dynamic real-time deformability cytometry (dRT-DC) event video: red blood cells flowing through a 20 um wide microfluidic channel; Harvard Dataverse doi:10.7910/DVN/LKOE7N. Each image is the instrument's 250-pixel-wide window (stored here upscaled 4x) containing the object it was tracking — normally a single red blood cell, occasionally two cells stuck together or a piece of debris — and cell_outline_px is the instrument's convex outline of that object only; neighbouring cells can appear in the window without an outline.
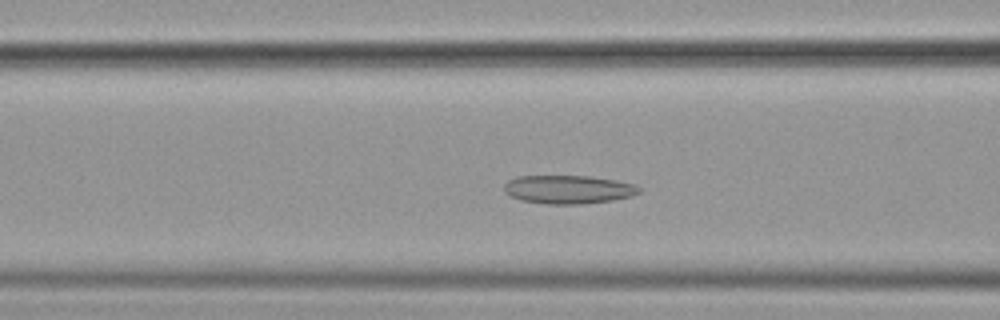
{"species": "common noctule bat (a hibernating species)", "species_latin": "Nyctalus noctula", "temperature_condition": "cold", "stored_images_in_passage": 53, "camera_frame_rate_fps": 3000, "um_per_image_px": 0.085, "animal": {"sex": "female", "body_mass_g": 19.9}, "frame": {"image": 1, "passage_image": 19, "time_ms": 6.0, "image_size_px": [1000, 320], "cell_outline_px": [[640, 192], [632, 196], [612, 200], [580, 204], [548, 204], [520, 200], [504, 192], [504, 184], [508, 180], [516, 176], [588, 176], [616, 180], [636, 184], [640, 188]], "centroid_in_image_um": [48.3, 16.1], "position_along_channel_um": 118.3, "area_um2": 22.43}}
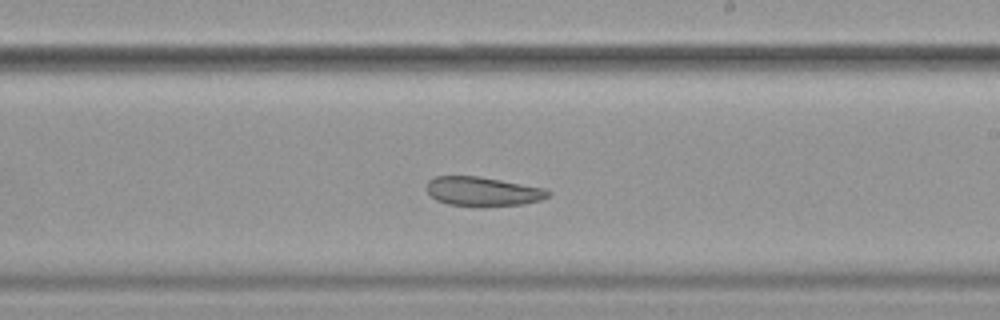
{"frame": {"image": 2, "passage_image": 30, "time_ms": 9.667, "image_size_px": [1000, 320], "cell_outline_px": [[552, 192], [548, 196], [540, 200], [524, 204], [480, 208], [448, 204], [436, 200], [428, 192], [428, 180], [436, 176], [476, 176], [500, 180], [544, 188]], "centroid_in_image_um": [41.04, 16.3], "position_along_channel_um": 248.0, "area_um2": 20.87}}
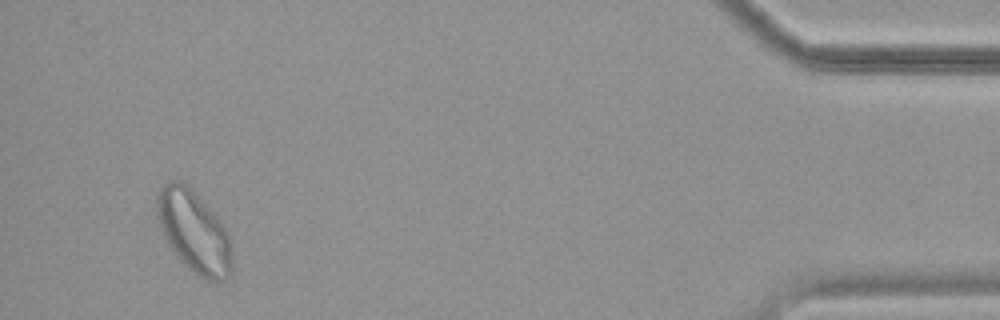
{"frame": {"image": 3, "passage_image": 50, "time_ms": 16.333, "image_size_px": [1000, 320], "cell_outline_px": [[232, 272], [228, 280], [204, 280], [192, 272], [180, 260], [164, 236], [160, 224], [156, 208], [156, 196], [160, 188], [168, 180], [176, 180], [184, 184], [228, 228], [232, 244]], "centroid_in_image_um": [16.53, 19.74], "position_along_channel_um": 418.7, "area_um2": 35.66}}